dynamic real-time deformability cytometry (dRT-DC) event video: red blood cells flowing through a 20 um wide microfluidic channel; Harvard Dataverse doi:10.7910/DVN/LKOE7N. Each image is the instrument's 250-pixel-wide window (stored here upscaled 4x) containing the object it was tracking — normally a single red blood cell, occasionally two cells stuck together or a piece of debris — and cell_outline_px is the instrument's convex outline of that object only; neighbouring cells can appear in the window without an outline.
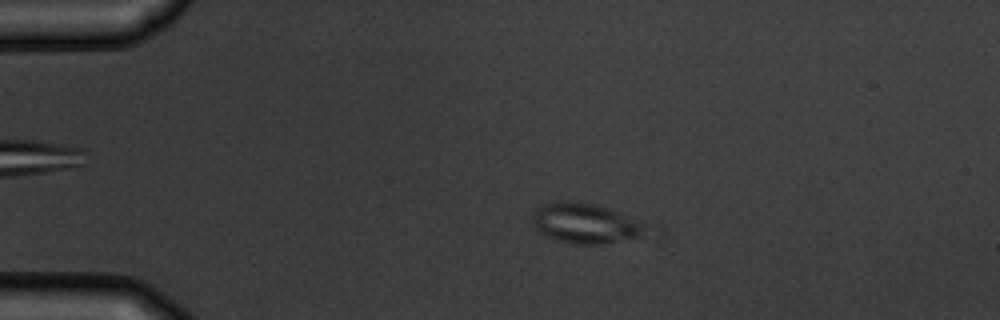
{"species": "common noctule bat (a hibernating species)", "species_latin": "Nyctalus noctula", "temperature_condition": "warm", "stored_images_in_passage": 6, "camera_frame_rate_fps": 3000, "um_per_image_px": 0.085, "animal": {"sex": "male", "body_mass_g": 19.5, "forearm_length_mm": 54.6}, "frame": {"image": 1, "passage_image": 3, "time_ms": 2.333, "image_size_px": [1000, 320], "cell_outline_px": [[648, 228], [640, 236], [600, 244], [576, 244], [556, 240], [540, 232], [536, 228], [532, 220], [532, 212], [544, 204], [560, 200], [572, 200], [596, 204], [616, 212], [644, 224]], "centroid_in_image_um": [49.67, 18.96], "position_along_channel_um": 35.3, "area_um2": 26.01}}
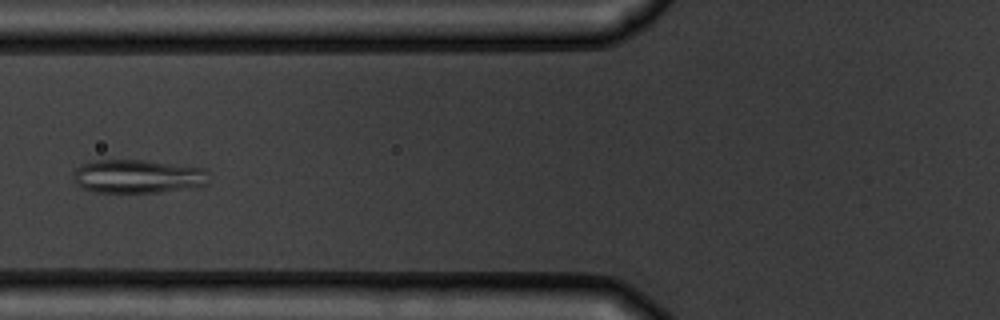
{"frame": {"image": 2, "passage_image": 5, "time_ms": 5.667, "image_size_px": [1000, 320], "cell_outline_px": [[208, 184], [160, 192], [96, 192], [84, 188], [76, 184], [72, 176], [72, 172], [76, 168], [84, 164], [96, 160], [144, 160], [204, 168], [208, 172]], "centroid_in_image_um": [11.69, 14.98], "position_along_channel_um": 114.1, "area_um2": 26.36}}